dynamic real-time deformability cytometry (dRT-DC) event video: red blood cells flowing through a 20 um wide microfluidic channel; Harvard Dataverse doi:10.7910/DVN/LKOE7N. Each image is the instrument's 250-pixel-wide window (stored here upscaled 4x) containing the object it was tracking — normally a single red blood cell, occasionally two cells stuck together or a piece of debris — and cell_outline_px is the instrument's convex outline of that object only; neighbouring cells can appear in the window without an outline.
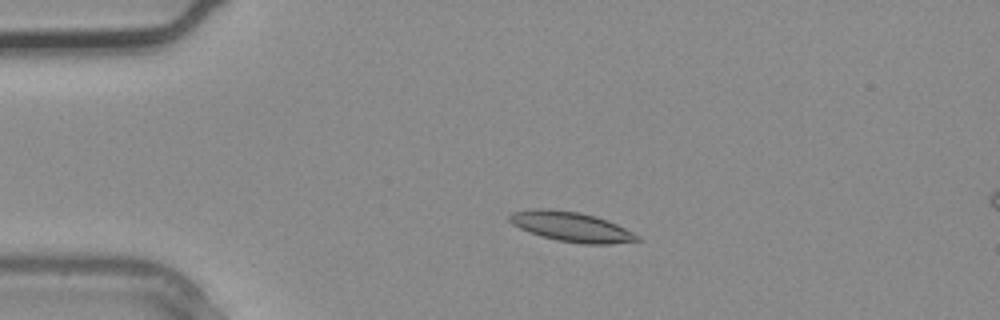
{"species": "common noctule bat (a hibernating species)", "species_latin": "Nyctalus noctula", "temperature_condition": "warm", "stored_images_in_passage": 5, "camera_frame_rate_fps": 3000, "um_per_image_px": 0.085, "animal": {"sex": "male", "body_mass_g": 20.4}, "frame": {"image": 1, "passage_image": 2, "time_ms": 0.333, "image_size_px": [1000, 320], "cell_outline_px": [[640, 240], [612, 244], [584, 244], [556, 240], [540, 236], [520, 228], [512, 224], [508, 220], [508, 216], [512, 212], [536, 208], [548, 208], [580, 212], [596, 216], [608, 220], [640, 236]], "centroid_in_image_um": [48.54, 19.26], "position_along_channel_um": 36.5, "area_um2": 22.25}}
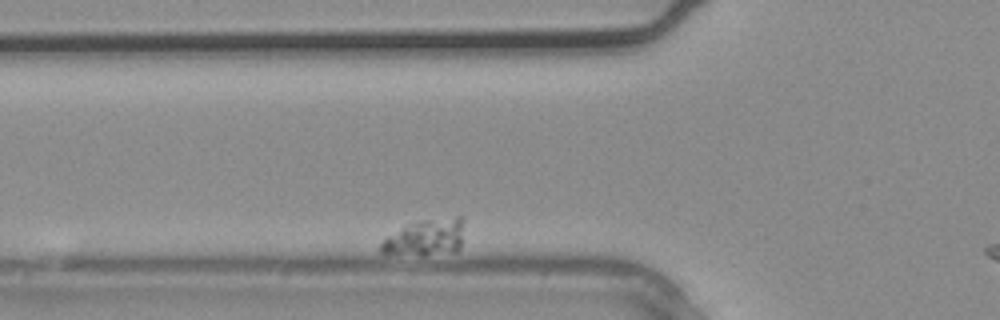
{"frame": {"image": 2, "passage_image": 4, "time_ms": 1.0, "image_size_px": [1000, 320], "cell_outline_px": [[464, 220], [460, 248], [456, 252], [380, 252], [380, 244], [388, 236], [404, 224], [424, 220], [456, 216], [460, 216]], "centroid_in_image_um": [36.24, 20.1], "position_along_channel_um": 89.6, "area_um2": 16.88}}